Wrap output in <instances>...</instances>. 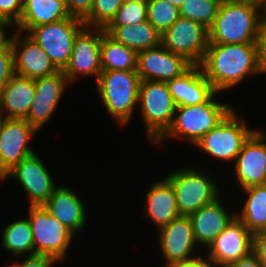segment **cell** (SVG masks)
Returning <instances> with one entry per match:
<instances>
[{
	"label": "cell",
	"mask_w": 266,
	"mask_h": 267,
	"mask_svg": "<svg viewBox=\"0 0 266 267\" xmlns=\"http://www.w3.org/2000/svg\"><path fill=\"white\" fill-rule=\"evenodd\" d=\"M199 66L216 92L239 85L247 76L263 75L256 43H209Z\"/></svg>",
	"instance_id": "6da1fadb"
},
{
	"label": "cell",
	"mask_w": 266,
	"mask_h": 267,
	"mask_svg": "<svg viewBox=\"0 0 266 267\" xmlns=\"http://www.w3.org/2000/svg\"><path fill=\"white\" fill-rule=\"evenodd\" d=\"M262 8L249 3L222 1L213 24L209 43H256L262 20Z\"/></svg>",
	"instance_id": "7a4b0ae2"
},
{
	"label": "cell",
	"mask_w": 266,
	"mask_h": 267,
	"mask_svg": "<svg viewBox=\"0 0 266 267\" xmlns=\"http://www.w3.org/2000/svg\"><path fill=\"white\" fill-rule=\"evenodd\" d=\"M218 93L215 92L202 104L176 107L171 127L155 145H161L165 142V139L175 137L184 139V141L187 140L188 143L195 146L233 109V107L221 103L214 97Z\"/></svg>",
	"instance_id": "3957f363"
},
{
	"label": "cell",
	"mask_w": 266,
	"mask_h": 267,
	"mask_svg": "<svg viewBox=\"0 0 266 267\" xmlns=\"http://www.w3.org/2000/svg\"><path fill=\"white\" fill-rule=\"evenodd\" d=\"M140 78L136 70L102 71L95 83L108 114L119 126L129 123L138 105Z\"/></svg>",
	"instance_id": "277c9868"
},
{
	"label": "cell",
	"mask_w": 266,
	"mask_h": 267,
	"mask_svg": "<svg viewBox=\"0 0 266 267\" xmlns=\"http://www.w3.org/2000/svg\"><path fill=\"white\" fill-rule=\"evenodd\" d=\"M210 175L205 170L185 167L165 177L174 188L180 215L189 216L219 198L220 188Z\"/></svg>",
	"instance_id": "5b68a950"
},
{
	"label": "cell",
	"mask_w": 266,
	"mask_h": 267,
	"mask_svg": "<svg viewBox=\"0 0 266 267\" xmlns=\"http://www.w3.org/2000/svg\"><path fill=\"white\" fill-rule=\"evenodd\" d=\"M138 104L147 137L155 144L171 127L176 109L167 83L141 80Z\"/></svg>",
	"instance_id": "8992f818"
},
{
	"label": "cell",
	"mask_w": 266,
	"mask_h": 267,
	"mask_svg": "<svg viewBox=\"0 0 266 267\" xmlns=\"http://www.w3.org/2000/svg\"><path fill=\"white\" fill-rule=\"evenodd\" d=\"M234 108L195 145L209 157L224 162H235L243 144L255 131L249 129Z\"/></svg>",
	"instance_id": "52a82bcc"
},
{
	"label": "cell",
	"mask_w": 266,
	"mask_h": 267,
	"mask_svg": "<svg viewBox=\"0 0 266 267\" xmlns=\"http://www.w3.org/2000/svg\"><path fill=\"white\" fill-rule=\"evenodd\" d=\"M28 211L27 218L33 231L34 255L51 256L58 262L65 260L75 235L53 217L43 205L29 206Z\"/></svg>",
	"instance_id": "ba28073f"
},
{
	"label": "cell",
	"mask_w": 266,
	"mask_h": 267,
	"mask_svg": "<svg viewBox=\"0 0 266 267\" xmlns=\"http://www.w3.org/2000/svg\"><path fill=\"white\" fill-rule=\"evenodd\" d=\"M84 26L82 20L69 17L35 26L26 34L44 50L55 67L63 71L70 61L75 36Z\"/></svg>",
	"instance_id": "9c48e42d"
},
{
	"label": "cell",
	"mask_w": 266,
	"mask_h": 267,
	"mask_svg": "<svg viewBox=\"0 0 266 267\" xmlns=\"http://www.w3.org/2000/svg\"><path fill=\"white\" fill-rule=\"evenodd\" d=\"M161 45L192 65H199L209 46V30L199 22L179 17L161 34Z\"/></svg>",
	"instance_id": "30bf717a"
},
{
	"label": "cell",
	"mask_w": 266,
	"mask_h": 267,
	"mask_svg": "<svg viewBox=\"0 0 266 267\" xmlns=\"http://www.w3.org/2000/svg\"><path fill=\"white\" fill-rule=\"evenodd\" d=\"M104 28L84 26L75 36L70 61L63 70L68 82L73 84L78 76L95 77L102 72L100 44Z\"/></svg>",
	"instance_id": "8fae6325"
},
{
	"label": "cell",
	"mask_w": 266,
	"mask_h": 267,
	"mask_svg": "<svg viewBox=\"0 0 266 267\" xmlns=\"http://www.w3.org/2000/svg\"><path fill=\"white\" fill-rule=\"evenodd\" d=\"M9 177L16 179L27 192L29 206L44 205L57 188L51 173L36 153L26 156L4 176V180Z\"/></svg>",
	"instance_id": "7c38bea8"
},
{
	"label": "cell",
	"mask_w": 266,
	"mask_h": 267,
	"mask_svg": "<svg viewBox=\"0 0 266 267\" xmlns=\"http://www.w3.org/2000/svg\"><path fill=\"white\" fill-rule=\"evenodd\" d=\"M36 132L25 119L4 120L0 128V173L3 176L26 156L35 153L28 142Z\"/></svg>",
	"instance_id": "4fadbf2b"
},
{
	"label": "cell",
	"mask_w": 266,
	"mask_h": 267,
	"mask_svg": "<svg viewBox=\"0 0 266 267\" xmlns=\"http://www.w3.org/2000/svg\"><path fill=\"white\" fill-rule=\"evenodd\" d=\"M9 37L13 51L15 74L36 80L50 76L59 70L44 50L27 34L16 30Z\"/></svg>",
	"instance_id": "5bb4252c"
},
{
	"label": "cell",
	"mask_w": 266,
	"mask_h": 267,
	"mask_svg": "<svg viewBox=\"0 0 266 267\" xmlns=\"http://www.w3.org/2000/svg\"><path fill=\"white\" fill-rule=\"evenodd\" d=\"M236 181L241 189L266 184V133L255 130L235 160Z\"/></svg>",
	"instance_id": "9a60e30c"
},
{
	"label": "cell",
	"mask_w": 266,
	"mask_h": 267,
	"mask_svg": "<svg viewBox=\"0 0 266 267\" xmlns=\"http://www.w3.org/2000/svg\"><path fill=\"white\" fill-rule=\"evenodd\" d=\"M192 64L183 56L162 45L137 53V73L140 80L167 82L180 77Z\"/></svg>",
	"instance_id": "2e32d148"
},
{
	"label": "cell",
	"mask_w": 266,
	"mask_h": 267,
	"mask_svg": "<svg viewBox=\"0 0 266 267\" xmlns=\"http://www.w3.org/2000/svg\"><path fill=\"white\" fill-rule=\"evenodd\" d=\"M35 95L30 112L25 119L37 131L45 127L54 114L63 93L70 83L62 70L40 79L34 80Z\"/></svg>",
	"instance_id": "e0dca14e"
},
{
	"label": "cell",
	"mask_w": 266,
	"mask_h": 267,
	"mask_svg": "<svg viewBox=\"0 0 266 267\" xmlns=\"http://www.w3.org/2000/svg\"><path fill=\"white\" fill-rule=\"evenodd\" d=\"M157 231L160 251L166 260L165 265L196 257L193 251L197 242L189 216L180 215Z\"/></svg>",
	"instance_id": "ac0fdd59"
},
{
	"label": "cell",
	"mask_w": 266,
	"mask_h": 267,
	"mask_svg": "<svg viewBox=\"0 0 266 267\" xmlns=\"http://www.w3.org/2000/svg\"><path fill=\"white\" fill-rule=\"evenodd\" d=\"M252 233L235 217L207 248L217 267H227L252 251Z\"/></svg>",
	"instance_id": "d6986e66"
},
{
	"label": "cell",
	"mask_w": 266,
	"mask_h": 267,
	"mask_svg": "<svg viewBox=\"0 0 266 267\" xmlns=\"http://www.w3.org/2000/svg\"><path fill=\"white\" fill-rule=\"evenodd\" d=\"M224 207L221 198H218L189 215L197 246L208 248L236 217V212L233 211L231 215Z\"/></svg>",
	"instance_id": "ffe728a7"
},
{
	"label": "cell",
	"mask_w": 266,
	"mask_h": 267,
	"mask_svg": "<svg viewBox=\"0 0 266 267\" xmlns=\"http://www.w3.org/2000/svg\"><path fill=\"white\" fill-rule=\"evenodd\" d=\"M166 83L176 107L202 104L216 92L199 65H192L180 77Z\"/></svg>",
	"instance_id": "44dd1931"
},
{
	"label": "cell",
	"mask_w": 266,
	"mask_h": 267,
	"mask_svg": "<svg viewBox=\"0 0 266 267\" xmlns=\"http://www.w3.org/2000/svg\"><path fill=\"white\" fill-rule=\"evenodd\" d=\"M43 206L74 235L86 224L84 202L69 187L58 186Z\"/></svg>",
	"instance_id": "7402d4cb"
},
{
	"label": "cell",
	"mask_w": 266,
	"mask_h": 267,
	"mask_svg": "<svg viewBox=\"0 0 266 267\" xmlns=\"http://www.w3.org/2000/svg\"><path fill=\"white\" fill-rule=\"evenodd\" d=\"M35 95V82L13 74L0 92V109L6 119H26Z\"/></svg>",
	"instance_id": "603a6c76"
},
{
	"label": "cell",
	"mask_w": 266,
	"mask_h": 267,
	"mask_svg": "<svg viewBox=\"0 0 266 267\" xmlns=\"http://www.w3.org/2000/svg\"><path fill=\"white\" fill-rule=\"evenodd\" d=\"M144 212L160 229L180 216L177 200L171 183L163 177L161 181L153 183L145 195Z\"/></svg>",
	"instance_id": "cb8c5ba5"
},
{
	"label": "cell",
	"mask_w": 266,
	"mask_h": 267,
	"mask_svg": "<svg viewBox=\"0 0 266 267\" xmlns=\"http://www.w3.org/2000/svg\"><path fill=\"white\" fill-rule=\"evenodd\" d=\"M71 17L65 0H24L23 12L15 26L20 32L27 33L35 26L57 22Z\"/></svg>",
	"instance_id": "d4e9b609"
},
{
	"label": "cell",
	"mask_w": 266,
	"mask_h": 267,
	"mask_svg": "<svg viewBox=\"0 0 266 267\" xmlns=\"http://www.w3.org/2000/svg\"><path fill=\"white\" fill-rule=\"evenodd\" d=\"M104 30L117 42L137 53L161 45V33L148 20L133 26H107Z\"/></svg>",
	"instance_id": "484cf974"
},
{
	"label": "cell",
	"mask_w": 266,
	"mask_h": 267,
	"mask_svg": "<svg viewBox=\"0 0 266 267\" xmlns=\"http://www.w3.org/2000/svg\"><path fill=\"white\" fill-rule=\"evenodd\" d=\"M247 196L243 209L236 217L252 233L266 229V184L255 185L245 189Z\"/></svg>",
	"instance_id": "4316f807"
},
{
	"label": "cell",
	"mask_w": 266,
	"mask_h": 267,
	"mask_svg": "<svg viewBox=\"0 0 266 267\" xmlns=\"http://www.w3.org/2000/svg\"><path fill=\"white\" fill-rule=\"evenodd\" d=\"M100 58L102 71L137 69V52L117 42L105 30L102 31Z\"/></svg>",
	"instance_id": "83f0119b"
},
{
	"label": "cell",
	"mask_w": 266,
	"mask_h": 267,
	"mask_svg": "<svg viewBox=\"0 0 266 267\" xmlns=\"http://www.w3.org/2000/svg\"><path fill=\"white\" fill-rule=\"evenodd\" d=\"M2 247L21 258L24 253L34 255V239L30 221L18 219L7 225L2 234Z\"/></svg>",
	"instance_id": "f1b7e54d"
},
{
	"label": "cell",
	"mask_w": 266,
	"mask_h": 267,
	"mask_svg": "<svg viewBox=\"0 0 266 267\" xmlns=\"http://www.w3.org/2000/svg\"><path fill=\"white\" fill-rule=\"evenodd\" d=\"M222 0H186L179 8L180 17L205 25L208 29L216 18Z\"/></svg>",
	"instance_id": "f546056e"
},
{
	"label": "cell",
	"mask_w": 266,
	"mask_h": 267,
	"mask_svg": "<svg viewBox=\"0 0 266 267\" xmlns=\"http://www.w3.org/2000/svg\"><path fill=\"white\" fill-rule=\"evenodd\" d=\"M180 17L179 8L166 0H147V20L162 34Z\"/></svg>",
	"instance_id": "4dcf8cb0"
},
{
	"label": "cell",
	"mask_w": 266,
	"mask_h": 267,
	"mask_svg": "<svg viewBox=\"0 0 266 267\" xmlns=\"http://www.w3.org/2000/svg\"><path fill=\"white\" fill-rule=\"evenodd\" d=\"M124 0H94L89 16L83 21L87 27L106 28L115 18Z\"/></svg>",
	"instance_id": "1f68e13d"
},
{
	"label": "cell",
	"mask_w": 266,
	"mask_h": 267,
	"mask_svg": "<svg viewBox=\"0 0 266 267\" xmlns=\"http://www.w3.org/2000/svg\"><path fill=\"white\" fill-rule=\"evenodd\" d=\"M145 21H147V0H124L108 26H133Z\"/></svg>",
	"instance_id": "d6a6232c"
},
{
	"label": "cell",
	"mask_w": 266,
	"mask_h": 267,
	"mask_svg": "<svg viewBox=\"0 0 266 267\" xmlns=\"http://www.w3.org/2000/svg\"><path fill=\"white\" fill-rule=\"evenodd\" d=\"M14 73L13 51L8 39L0 46V92Z\"/></svg>",
	"instance_id": "836d02e7"
},
{
	"label": "cell",
	"mask_w": 266,
	"mask_h": 267,
	"mask_svg": "<svg viewBox=\"0 0 266 267\" xmlns=\"http://www.w3.org/2000/svg\"><path fill=\"white\" fill-rule=\"evenodd\" d=\"M24 0H0V20L10 27L16 26L23 12Z\"/></svg>",
	"instance_id": "e575fe53"
},
{
	"label": "cell",
	"mask_w": 266,
	"mask_h": 267,
	"mask_svg": "<svg viewBox=\"0 0 266 267\" xmlns=\"http://www.w3.org/2000/svg\"><path fill=\"white\" fill-rule=\"evenodd\" d=\"M71 17L84 21L90 14L94 0H65Z\"/></svg>",
	"instance_id": "d590c367"
},
{
	"label": "cell",
	"mask_w": 266,
	"mask_h": 267,
	"mask_svg": "<svg viewBox=\"0 0 266 267\" xmlns=\"http://www.w3.org/2000/svg\"><path fill=\"white\" fill-rule=\"evenodd\" d=\"M256 44L259 66L262 73L266 74V23L263 20L260 23Z\"/></svg>",
	"instance_id": "8d00e7d4"
},
{
	"label": "cell",
	"mask_w": 266,
	"mask_h": 267,
	"mask_svg": "<svg viewBox=\"0 0 266 267\" xmlns=\"http://www.w3.org/2000/svg\"><path fill=\"white\" fill-rule=\"evenodd\" d=\"M252 251L266 267V229L252 235Z\"/></svg>",
	"instance_id": "74e56055"
},
{
	"label": "cell",
	"mask_w": 266,
	"mask_h": 267,
	"mask_svg": "<svg viewBox=\"0 0 266 267\" xmlns=\"http://www.w3.org/2000/svg\"><path fill=\"white\" fill-rule=\"evenodd\" d=\"M57 261L56 258L47 255H27L20 264L23 267H53L55 262L58 263Z\"/></svg>",
	"instance_id": "f35d334b"
},
{
	"label": "cell",
	"mask_w": 266,
	"mask_h": 267,
	"mask_svg": "<svg viewBox=\"0 0 266 267\" xmlns=\"http://www.w3.org/2000/svg\"><path fill=\"white\" fill-rule=\"evenodd\" d=\"M164 267H217L207 256H197L187 261L173 262Z\"/></svg>",
	"instance_id": "ab89813d"
},
{
	"label": "cell",
	"mask_w": 266,
	"mask_h": 267,
	"mask_svg": "<svg viewBox=\"0 0 266 267\" xmlns=\"http://www.w3.org/2000/svg\"><path fill=\"white\" fill-rule=\"evenodd\" d=\"M227 267H264L253 251L230 263Z\"/></svg>",
	"instance_id": "60d3db41"
},
{
	"label": "cell",
	"mask_w": 266,
	"mask_h": 267,
	"mask_svg": "<svg viewBox=\"0 0 266 267\" xmlns=\"http://www.w3.org/2000/svg\"><path fill=\"white\" fill-rule=\"evenodd\" d=\"M5 28H10V26L6 22L0 20V46H2L9 38L6 37Z\"/></svg>",
	"instance_id": "b9f144b4"
},
{
	"label": "cell",
	"mask_w": 266,
	"mask_h": 267,
	"mask_svg": "<svg viewBox=\"0 0 266 267\" xmlns=\"http://www.w3.org/2000/svg\"><path fill=\"white\" fill-rule=\"evenodd\" d=\"M222 1H230V2H239V3H249L255 6L262 8L264 6L265 0H222Z\"/></svg>",
	"instance_id": "7bdbcfd3"
},
{
	"label": "cell",
	"mask_w": 266,
	"mask_h": 267,
	"mask_svg": "<svg viewBox=\"0 0 266 267\" xmlns=\"http://www.w3.org/2000/svg\"><path fill=\"white\" fill-rule=\"evenodd\" d=\"M172 4H174L175 6H177L178 8H180V6L186 1V0H166Z\"/></svg>",
	"instance_id": "ee69618b"
},
{
	"label": "cell",
	"mask_w": 266,
	"mask_h": 267,
	"mask_svg": "<svg viewBox=\"0 0 266 267\" xmlns=\"http://www.w3.org/2000/svg\"><path fill=\"white\" fill-rule=\"evenodd\" d=\"M262 20L266 23V0L264 6L262 7Z\"/></svg>",
	"instance_id": "f6af8a7d"
},
{
	"label": "cell",
	"mask_w": 266,
	"mask_h": 267,
	"mask_svg": "<svg viewBox=\"0 0 266 267\" xmlns=\"http://www.w3.org/2000/svg\"><path fill=\"white\" fill-rule=\"evenodd\" d=\"M5 119L6 118H5V116L3 115V113H2V111L0 109V128H1V126H2V124H3V122H4Z\"/></svg>",
	"instance_id": "bcb514c9"
},
{
	"label": "cell",
	"mask_w": 266,
	"mask_h": 267,
	"mask_svg": "<svg viewBox=\"0 0 266 267\" xmlns=\"http://www.w3.org/2000/svg\"><path fill=\"white\" fill-rule=\"evenodd\" d=\"M19 260L17 259V262L16 263H12V265L10 266V265H8L9 267H23L21 264H20V262H18Z\"/></svg>",
	"instance_id": "7dc6e473"
},
{
	"label": "cell",
	"mask_w": 266,
	"mask_h": 267,
	"mask_svg": "<svg viewBox=\"0 0 266 267\" xmlns=\"http://www.w3.org/2000/svg\"><path fill=\"white\" fill-rule=\"evenodd\" d=\"M4 180V176L0 173V181Z\"/></svg>",
	"instance_id": "c3c4849f"
}]
</instances>
